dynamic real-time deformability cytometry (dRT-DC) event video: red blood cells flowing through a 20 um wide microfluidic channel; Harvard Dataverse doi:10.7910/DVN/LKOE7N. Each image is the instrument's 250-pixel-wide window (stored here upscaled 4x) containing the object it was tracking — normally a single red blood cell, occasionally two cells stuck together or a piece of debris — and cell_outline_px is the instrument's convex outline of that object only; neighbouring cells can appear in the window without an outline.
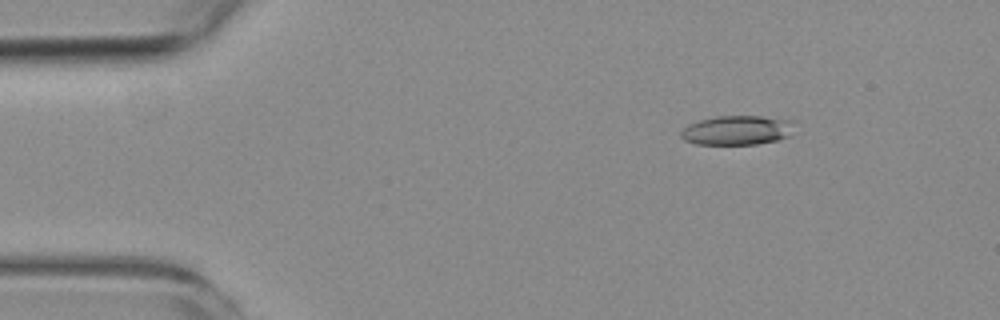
{"species": "common noctule bat (a hibernating species)", "species_latin": "Nyctalus noctula", "temperature_condition": "room temperature", "stored_images_in_passage": 5, "camera_frame_rate_fps": 3000, "um_per_image_px": 0.085, "animal": {"sex": "female", "body_mass_g": 19.3, "forearm_length_mm": 54.1}, "frame": {"image": 1, "passage_image": 2, "time_ms": 1.333, "image_size_px": [1000, 320], "cell_outline_px": [[796, 120], [788, 136], [776, 140], [756, 144], [696, 144], [684, 140], [680, 136], [680, 132], [688, 124], [700, 120], [716, 116], [760, 116]], "centroid_in_image_um": [62.64, 11.06], "position_along_channel_um": 22.4, "area_um2": 19.42}}
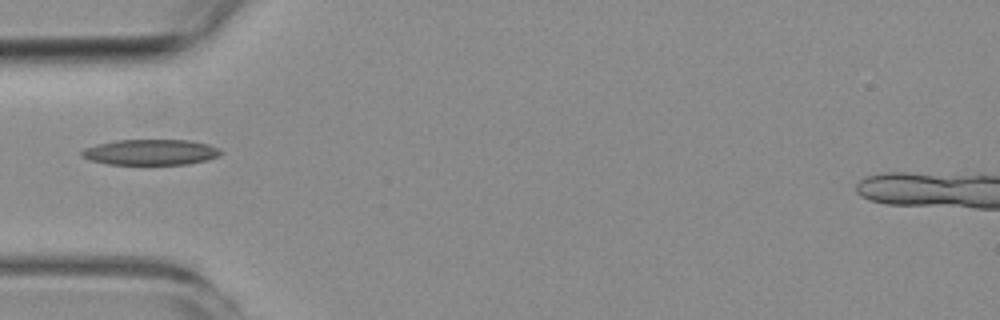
{"frame": {"image": 2, "passage_image": 5, "time_ms": 4.667, "image_size_px": [1000, 320], "cell_outline_px": [[224, 152], [208, 160], [188, 164], [108, 164], [88, 160], [80, 156], [80, 152], [84, 148], [96, 144], [116, 140], [188, 140], [208, 144], [220, 148]], "centroid_in_image_um": [12.78, 12.93], "position_along_channel_um": 72.2, "area_um2": 20.92}}